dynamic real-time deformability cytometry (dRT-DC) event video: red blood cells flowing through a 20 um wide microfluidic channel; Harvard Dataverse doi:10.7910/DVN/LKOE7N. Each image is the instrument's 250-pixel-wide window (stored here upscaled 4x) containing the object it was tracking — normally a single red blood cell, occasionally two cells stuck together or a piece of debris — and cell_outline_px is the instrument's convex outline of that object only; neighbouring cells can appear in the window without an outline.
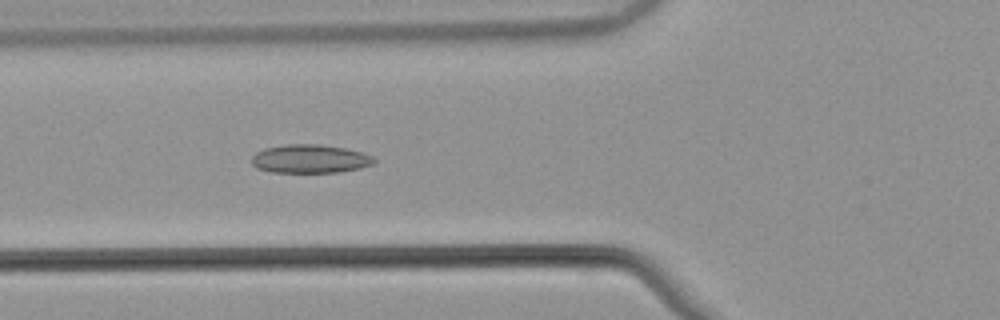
{"species": "common noctule bat (a hibernating species)", "species_latin": "Nyctalus noctula", "temperature_condition": "warm", "stored_images_in_passage": 46, "camera_frame_rate_fps": 3000, "um_per_image_px": 0.085, "animal": {"sex": "male", "body_mass_g": 21.5, "forearm_length_mm": 52.0}, "frame": {"image": 1, "passage_image": 20, "time_ms": 6.333, "image_size_px": [1000, 320], "cell_outline_px": [[376, 160], [372, 164], [360, 168], [340, 172], [272, 172], [256, 168], [252, 164], [252, 156], [256, 152], [264, 148], [288, 144], [320, 144], [344, 148], [360, 152], [372, 156]], "centroid_in_image_um": [26.33, 13.5], "position_along_channel_um": 99.5, "area_um2": 20.29}}
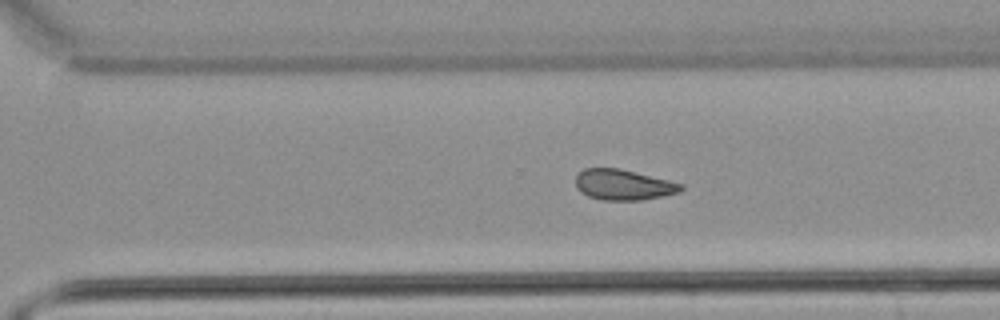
{"frame": {"image": 2, "passage_image": 37, "time_ms": 12.0, "image_size_px": [1000, 320], "cell_outline_px": [[684, 188], [680, 192], [664, 196], [640, 200], [600, 200], [588, 196], [580, 192], [576, 188], [576, 176], [584, 168], [620, 168], [684, 184]], "centroid_in_image_um": [52.99, 15.71], "position_along_channel_um": 317.6, "area_um2": 18.9}}
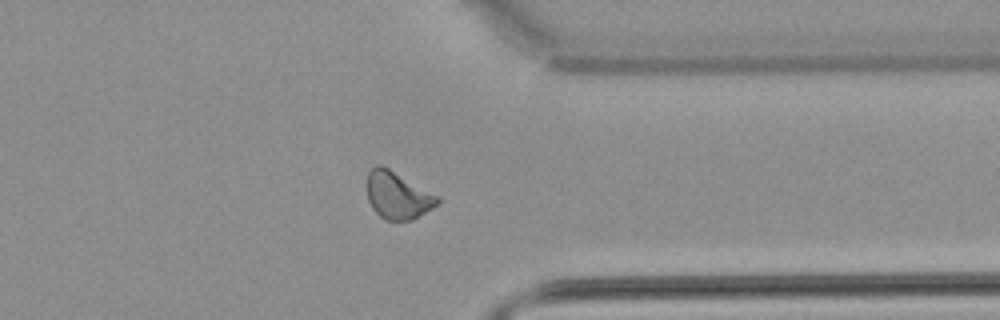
{"frame": {"image": 3, "passage_image": 42, "time_ms": 13.667, "image_size_px": [1000, 320], "cell_outline_px": [[440, 200], [432, 208], [412, 220], [384, 220], [372, 208], [368, 200], [368, 172], [376, 164], [380, 164], [388, 168], [440, 196]], "centroid_in_image_um": [33.8, 16.6], "position_along_channel_um": 377.6, "area_um2": 19.25}, "authors_computed_cell_mechanics": {"area_um2": 19.7098, "velocity_mm_per_s": 3.8496, "shape_relaxation_time_tau1_ms": null, "shape_relaxation_time_tau2_ms": 6.3482, "deformation_change_tau1": null, "deformation_change_tau2": 0.106}}